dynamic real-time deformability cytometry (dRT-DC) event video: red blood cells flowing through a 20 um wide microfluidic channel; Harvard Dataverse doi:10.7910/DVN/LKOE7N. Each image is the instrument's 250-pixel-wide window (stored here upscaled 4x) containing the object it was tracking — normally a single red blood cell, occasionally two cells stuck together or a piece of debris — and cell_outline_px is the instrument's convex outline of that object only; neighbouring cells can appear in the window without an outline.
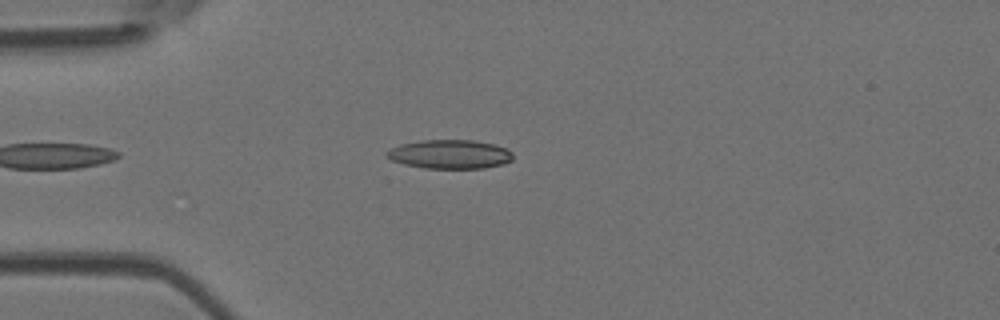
{"species": "Egyptian fruit bat (a non-hibernating species)", "species_latin": "Rousettus aegyptiacus", "temperature_condition": "room temperature", "stored_images_in_passage": 11, "camera_frame_rate_fps": 3000, "um_per_image_px": 0.085, "animal": {"sex": "female"}, "frame": {"image": 1, "passage_image": 6, "time_ms": 1.667, "image_size_px": [1000, 320], "cell_outline_px": [[512, 160], [504, 164], [484, 168], [424, 168], [404, 164], [392, 160], [384, 152], [400, 144], [420, 140], [472, 140], [496, 144], [508, 148], [512, 152]], "centroid_in_image_um": [38.27, 13.1], "position_along_channel_um": 46.7, "area_um2": 21.39}}
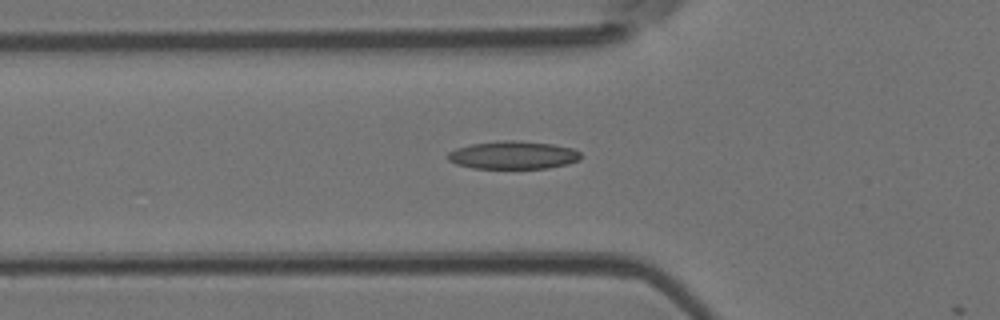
{"frame": {"image": 2, "passage_image": 10, "time_ms": 3.0, "image_size_px": [1000, 320], "cell_outline_px": [[580, 160], [568, 164], [548, 168], [472, 168], [456, 164], [448, 160], [444, 156], [448, 152], [456, 148], [472, 144], [504, 140], [516, 140], [552, 144], [572, 148], [580, 152]], "centroid_in_image_um": [43.59, 13.18], "position_along_channel_um": 82.2, "area_um2": 21.73}}